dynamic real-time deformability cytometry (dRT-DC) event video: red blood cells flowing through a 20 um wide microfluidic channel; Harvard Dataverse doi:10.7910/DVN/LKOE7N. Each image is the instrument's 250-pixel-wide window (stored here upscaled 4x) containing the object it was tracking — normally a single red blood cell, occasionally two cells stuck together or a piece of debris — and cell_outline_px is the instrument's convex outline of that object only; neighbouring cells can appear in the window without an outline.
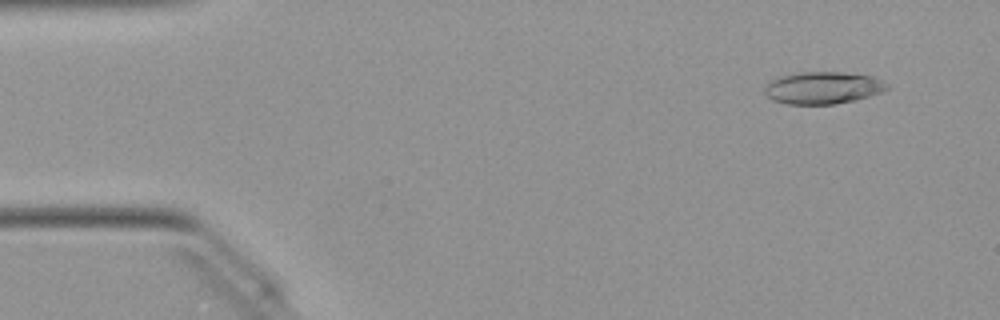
{"species": "Egyptian fruit bat (a non-hibernating species)", "species_latin": "Rousettus aegyptiacus", "temperature_condition": "warm", "stored_images_in_passage": 18, "camera_frame_rate_fps": 3000, "um_per_image_px": 0.085, "animal": {"sex": "female"}, "frame": {"image": 1, "passage_image": 4, "time_ms": 1.0, "image_size_px": [1000, 320], "cell_outline_px": [[892, 88], [856, 100], [836, 104], [788, 104], [772, 100], [764, 92], [764, 88], [772, 80], [784, 76], [800, 72], [840, 72], [872, 76], [888, 84]], "centroid_in_image_um": [69.98, 7.47], "position_along_channel_um": 15.0, "area_um2": 22.77}}
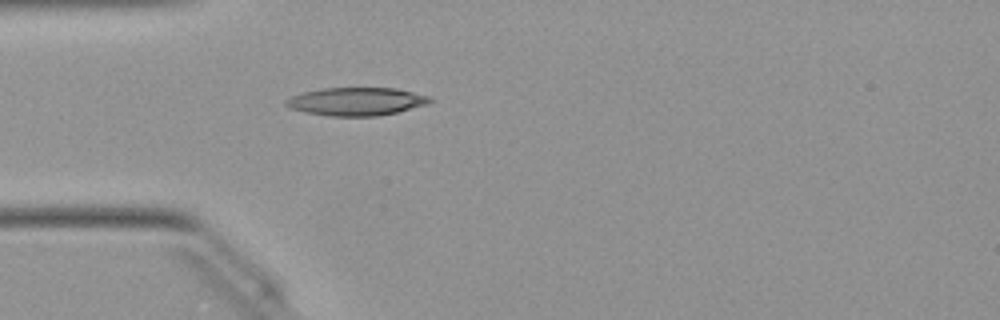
{"frame": {"image": 2, "passage_image": 14, "time_ms": 4.333, "image_size_px": [1000, 320], "cell_outline_px": [[432, 100], [428, 104], [380, 116], [328, 116], [304, 112], [292, 108], [284, 104], [284, 100], [292, 96], [304, 92], [320, 88], [396, 88], [428, 96]], "centroid_in_image_um": [30.26, 8.63], "position_along_channel_um": 54.7, "area_um2": 23.47}}
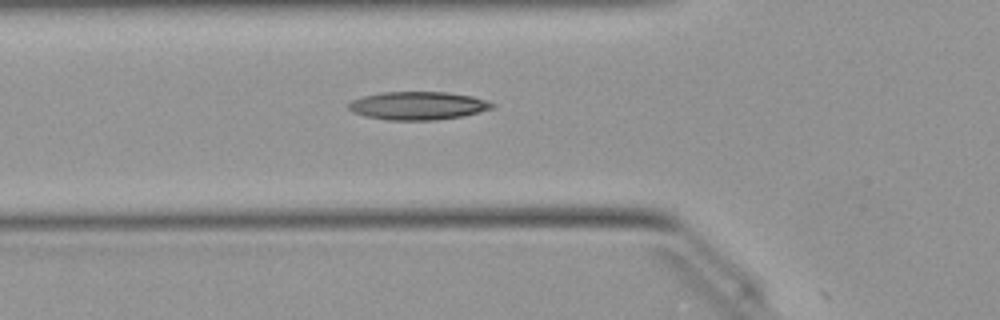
{"frame": {"image": 3, "passage_image": 17, "time_ms": 5.333, "image_size_px": [1000, 320], "cell_outline_px": [[496, 104], [492, 108], [464, 116], [436, 120], [388, 120], [364, 116], [352, 112], [348, 108], [348, 104], [352, 100], [364, 96], [384, 92], [444, 92], [472, 96]], "centroid_in_image_um": [35.5, 8.99], "position_along_channel_um": 90.3, "area_um2": 23.47}}